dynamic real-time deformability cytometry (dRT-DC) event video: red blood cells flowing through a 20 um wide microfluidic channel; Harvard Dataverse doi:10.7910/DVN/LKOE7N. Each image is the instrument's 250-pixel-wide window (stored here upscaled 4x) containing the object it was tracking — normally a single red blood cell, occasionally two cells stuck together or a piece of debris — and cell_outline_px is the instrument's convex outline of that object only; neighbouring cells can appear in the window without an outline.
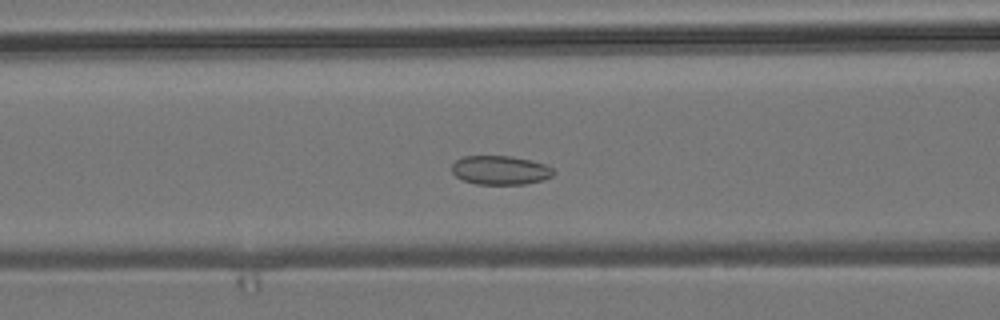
{"species": "common noctule bat (a hibernating species)", "species_latin": "Nyctalus noctula", "temperature_condition": "room temperature", "stored_images_in_passage": 51, "camera_frame_rate_fps": 3000, "um_per_image_px": 0.085, "animal": {"sex": "male", "body_mass_g": 19.2, "forearm_length_mm": 51.8}, "frame": {"image": 1, "passage_image": 19, "time_ms": 6.0, "image_size_px": [1000, 320], "cell_outline_px": [[556, 172], [552, 176], [544, 180], [524, 184], [476, 184], [464, 180], [456, 176], [452, 172], [452, 164], [456, 160], [464, 156], [512, 156], [532, 160], [544, 164], [552, 168]], "centroid_in_image_um": [42.55, 14.46], "position_along_channel_um": 124.1, "area_um2": 17.22}}
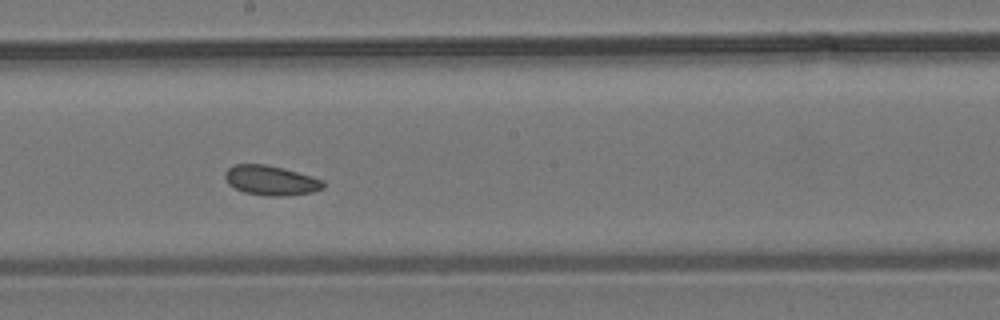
{"frame": {"image": 2, "passage_image": 27, "time_ms": 8.667, "image_size_px": [1000, 320], "cell_outline_px": [[324, 188], [312, 192], [284, 196], [268, 196], [244, 192], [228, 184], [224, 176], [224, 172], [232, 164], [264, 164], [284, 168], [312, 176], [324, 180]], "centroid_in_image_um": [23.02, 15.32], "position_along_channel_um": 225.2, "area_um2": 17.11}}
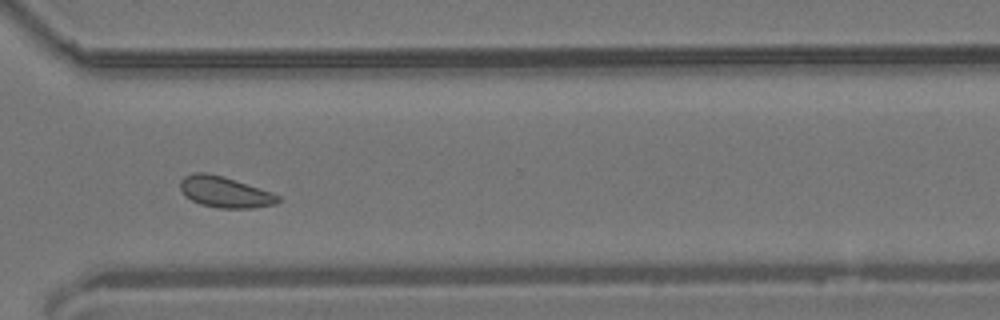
{"frame": {"image": 3, "passage_image": 37, "time_ms": 12.0, "image_size_px": [1000, 320], "cell_outline_px": [[280, 200], [276, 204], [252, 208], [220, 208], [200, 204], [184, 196], [180, 188], [180, 180], [184, 176], [192, 172], [204, 172], [224, 176], [272, 192], [280, 196]], "centroid_in_image_um": [19.1, 16.31], "position_along_channel_um": 351.5, "area_um2": 17.8}}